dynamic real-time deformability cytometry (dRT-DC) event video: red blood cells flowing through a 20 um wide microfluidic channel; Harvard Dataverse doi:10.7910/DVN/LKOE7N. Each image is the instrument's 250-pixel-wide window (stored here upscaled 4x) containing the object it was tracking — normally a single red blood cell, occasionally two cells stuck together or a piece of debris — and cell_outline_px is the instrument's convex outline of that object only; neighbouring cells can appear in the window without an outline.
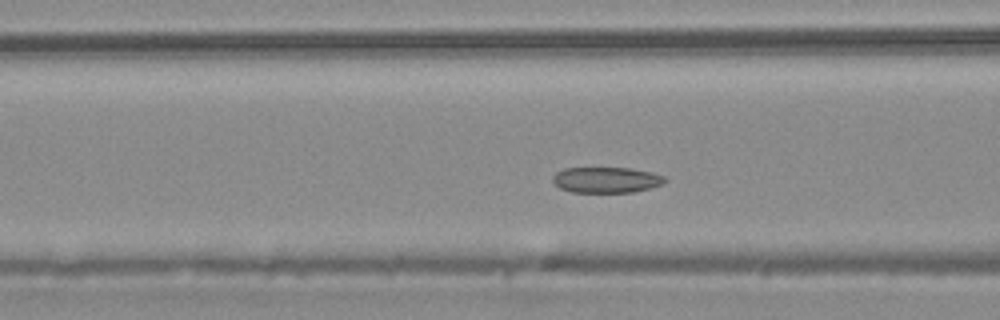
{"species": "common noctule bat (a hibernating species)", "species_latin": "Nyctalus noctula", "temperature_condition": "warm", "stored_images_in_passage": 38, "camera_frame_rate_fps": 3000, "um_per_image_px": 0.085, "animal": {"sex": "male", "body_mass_g": 20.4}, "frame": {"image": 1, "passage_image": 8, "time_ms": 2.333, "image_size_px": [1000, 320], "cell_outline_px": [[668, 180], [664, 184], [632, 192], [572, 192], [560, 188], [552, 180], [552, 176], [556, 172], [564, 168], [628, 168], [652, 172], [664, 176]], "centroid_in_image_um": [51.54, 15.29], "position_along_channel_um": 115.1, "area_um2": 16.82}}
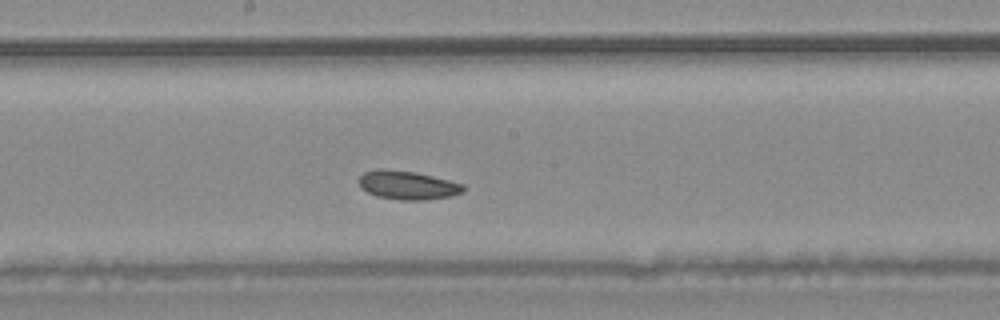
{"frame": {"image": 2, "passage_image": 15, "time_ms": 4.667, "image_size_px": [1000, 320], "cell_outline_px": [[464, 192], [452, 196], [424, 200], [400, 200], [376, 196], [360, 188], [356, 180], [364, 172], [376, 168], [384, 168], [416, 172], [464, 184]], "centroid_in_image_um": [34.6, 15.73], "position_along_channel_um": 213.6, "area_um2": 17.74}}
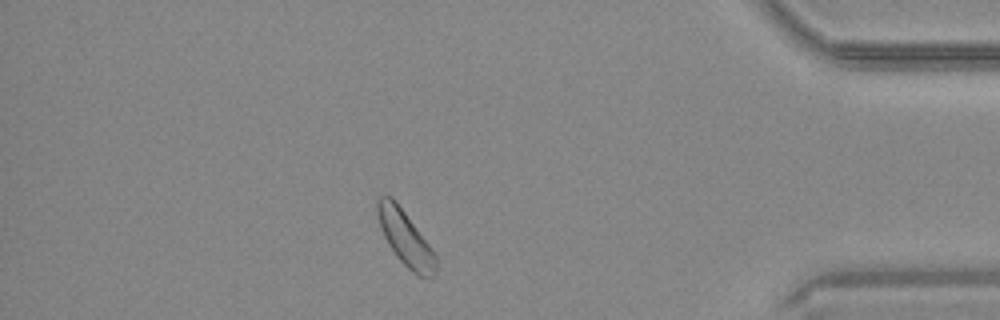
{"frame": {"image": 3, "passage_image": 31, "time_ms": 10.0, "image_size_px": [1000, 320], "cell_outline_px": [[436, 276], [432, 280], [428, 280], [412, 272], [396, 256], [388, 244], [380, 228], [376, 212], [376, 200], [380, 196], [392, 196], [396, 200], [428, 244], [436, 256]], "centroid_in_image_um": [34.45, 20.26], "position_along_channel_um": 400.7, "area_um2": 18.79}}